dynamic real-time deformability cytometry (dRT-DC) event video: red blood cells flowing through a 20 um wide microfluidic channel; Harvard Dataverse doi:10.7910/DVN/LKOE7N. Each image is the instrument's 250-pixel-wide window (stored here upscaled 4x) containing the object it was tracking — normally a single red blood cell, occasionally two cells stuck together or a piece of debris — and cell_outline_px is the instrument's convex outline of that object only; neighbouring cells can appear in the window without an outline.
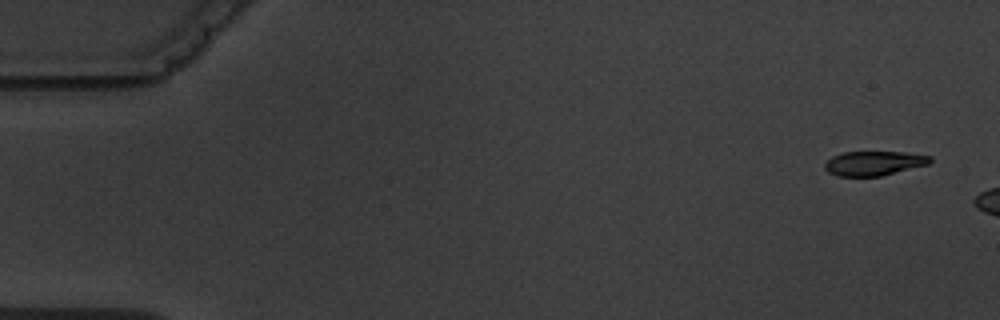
{"species": "common noctule bat (a hibernating species)", "species_latin": "Nyctalus noctula", "temperature_condition": "warm", "stored_images_in_passage": 3, "camera_frame_rate_fps": 3000, "um_per_image_px": 0.085, "animal": {"sex": "male", "body_mass_g": 19.5, "forearm_length_mm": 54.6}, "frame": {"image": 1, "passage_image": 1, "time_ms": 0.0, "image_size_px": [1000, 320], "cell_outline_px": [[932, 160], [928, 164], [880, 176], [840, 176], [828, 172], [824, 168], [824, 164], [832, 156], [844, 152], [904, 152], [932, 156]], "centroid_in_image_um": [74.27, 13.87], "position_along_channel_um": 10.7, "area_um2": 14.85}}